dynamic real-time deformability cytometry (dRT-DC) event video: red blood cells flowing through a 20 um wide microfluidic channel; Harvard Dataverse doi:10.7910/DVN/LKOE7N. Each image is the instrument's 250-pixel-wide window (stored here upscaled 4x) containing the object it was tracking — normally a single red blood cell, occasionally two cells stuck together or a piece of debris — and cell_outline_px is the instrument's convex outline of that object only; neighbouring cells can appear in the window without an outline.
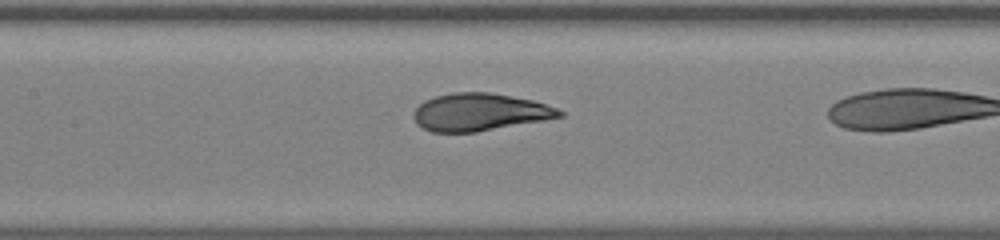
{"species": "human", "species_latin": "Homo sapiens", "temperature_condition": "warm", "stored_images_in_passage": 17, "camera_frame_rate_fps": 3000, "um_per_image_px": 0.085, "donor": {"sex": "male"}, "frame": {"image": 1, "passage_image": 8, "time_ms": 2.333, "image_size_px": [1000, 240], "cell_outline_px": [[556, 112], [548, 116], [480, 128], [456, 132], [452, 96], [500, 96], [540, 104]], "centroid_in_image_um": [41.96, 9.47], "position_along_channel_um": 165.4, "area_um2": 17.69}}